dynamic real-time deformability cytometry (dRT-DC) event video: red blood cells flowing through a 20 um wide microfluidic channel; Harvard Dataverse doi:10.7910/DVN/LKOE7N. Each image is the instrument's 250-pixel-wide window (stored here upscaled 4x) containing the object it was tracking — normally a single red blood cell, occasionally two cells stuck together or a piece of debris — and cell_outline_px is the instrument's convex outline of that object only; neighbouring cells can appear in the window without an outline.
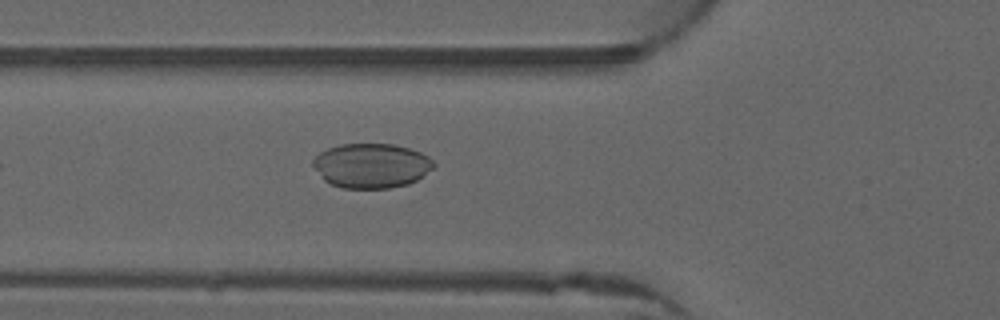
{"species": "common noctule bat (a hibernating species)", "species_latin": "Nyctalus noctula", "temperature_condition": "warm", "stored_images_in_passage": 15, "camera_frame_rate_fps": 3000, "um_per_image_px": 0.085, "animal": {"sex": "male", "forearm_length_mm": 52.5}, "frame": {"image": 1, "passage_image": 6, "time_ms": 1.667, "image_size_px": [1000, 320], "cell_outline_px": [[436, 164], [432, 168], [416, 180], [408, 184], [388, 188], [344, 188], [332, 184], [324, 180], [312, 164], [312, 160], [320, 152], [328, 148], [340, 144], [392, 144], [408, 148], [420, 152], [428, 156]], "centroid_in_image_um": [31.56, 14.07], "position_along_channel_um": 94.2, "area_um2": 31.15}}
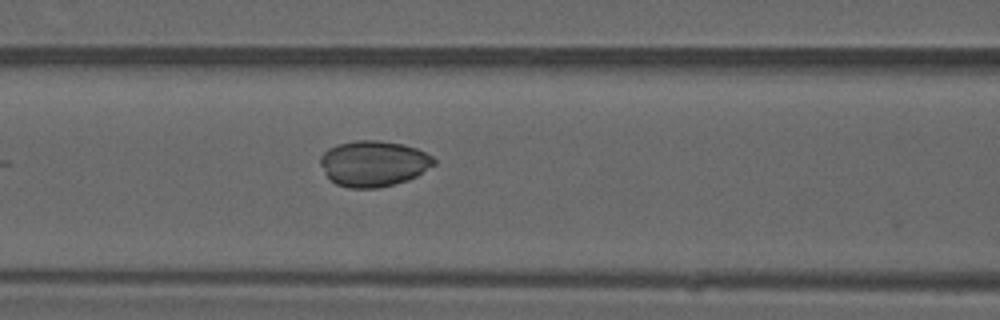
{"frame": {"image": 2, "passage_image": 9, "time_ms": 2.667, "image_size_px": [1000, 320], "cell_outline_px": [[436, 164], [416, 176], [408, 180], [380, 188], [348, 188], [336, 184], [328, 176], [320, 164], [320, 156], [328, 148], [336, 144], [356, 140], [380, 140], [404, 144], [416, 148], [432, 156], [436, 160]], "centroid_in_image_um": [31.76, 13.89], "position_along_channel_um": 134.8, "area_um2": 30.46}}
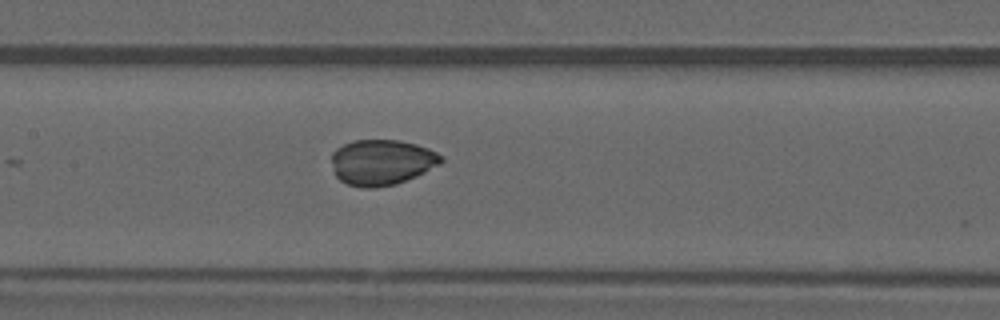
{"frame": {"image": 3, "passage_image": 12, "time_ms": 3.667, "image_size_px": [1000, 320], "cell_outline_px": [[444, 160], [440, 164], [416, 176], [396, 184], [372, 188], [364, 188], [348, 184], [340, 180], [336, 176], [332, 160], [332, 152], [336, 148], [352, 140], [400, 140], [416, 144], [428, 148], [444, 156]], "centroid_in_image_um": [32.46, 13.78], "position_along_channel_um": 174.9, "area_um2": 29.13}}